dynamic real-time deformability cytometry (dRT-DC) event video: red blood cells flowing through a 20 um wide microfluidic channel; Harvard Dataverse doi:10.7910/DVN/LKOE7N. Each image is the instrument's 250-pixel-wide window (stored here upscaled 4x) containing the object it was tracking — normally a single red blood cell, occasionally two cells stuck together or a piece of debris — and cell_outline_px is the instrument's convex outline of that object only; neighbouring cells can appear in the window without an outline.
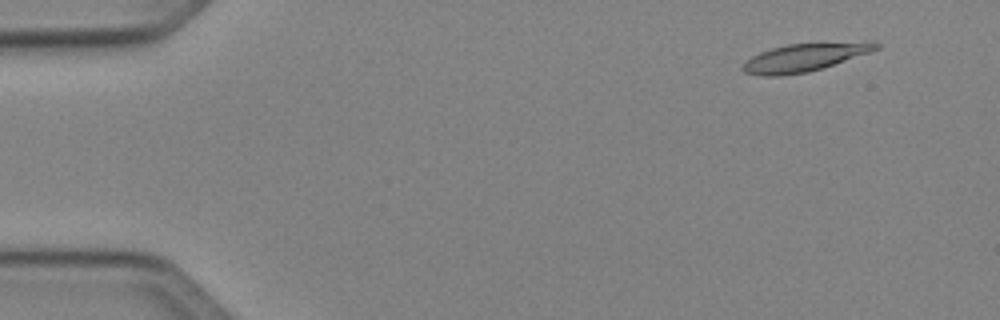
{"species": "Egyptian fruit bat (a non-hibernating species)", "species_latin": "Rousettus aegyptiacus", "temperature_condition": "cold", "stored_images_in_passage": 51, "camera_frame_rate_fps": 3000, "um_per_image_px": 0.085, "animal": {"sex": "female"}, "frame": {"image": 1, "passage_image": 5, "time_ms": 1.333, "image_size_px": [1000, 320], "cell_outline_px": [[880, 48], [824, 68], [808, 72], [780, 76], [760, 76], [744, 72], [740, 68], [744, 60], [760, 52], [772, 48], [788, 44], [872, 40], [880, 44]], "centroid_in_image_um": [68.4, 4.87], "position_along_channel_um": 16.6, "area_um2": 22.2}}
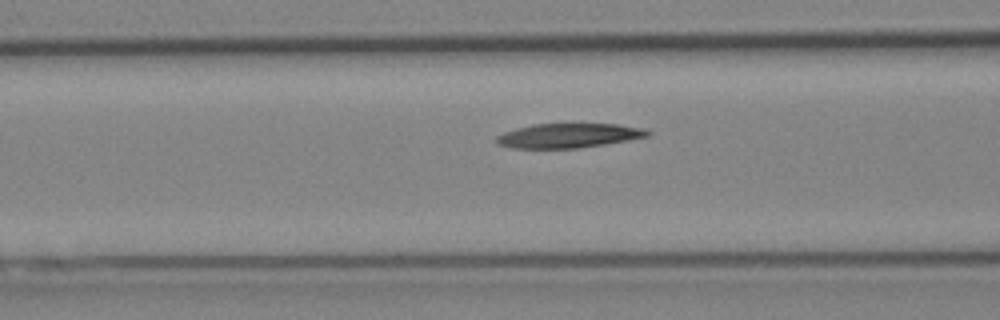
{"frame": {"image": 2, "passage_image": 22, "time_ms": 7.0, "image_size_px": [1000, 320], "cell_outline_px": [[652, 132], [648, 136], [628, 140], [604, 144], [576, 148], [512, 148], [496, 144], [496, 136], [504, 132], [516, 128], [532, 124], [620, 124], [644, 128]], "centroid_in_image_um": [48.32, 11.52], "position_along_channel_um": 118.3, "area_um2": 21.5}}
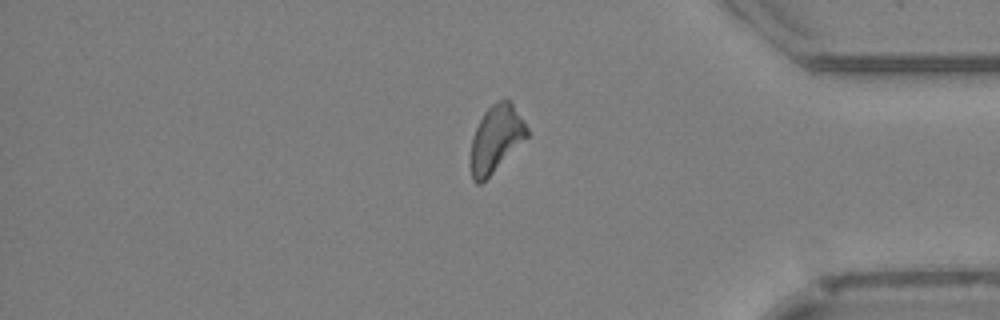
{"frame": {"image": 3, "passage_image": 44, "time_ms": 14.333, "image_size_px": [1000, 320], "cell_outline_px": [[528, 136], [480, 184], [476, 184], [472, 180], [472, 136], [484, 112], [492, 104], [500, 100], [508, 100], [512, 104], [524, 120], [528, 128]], "centroid_in_image_um": [42.17, 11.76], "position_along_channel_um": 393.0, "area_um2": 21.15}}